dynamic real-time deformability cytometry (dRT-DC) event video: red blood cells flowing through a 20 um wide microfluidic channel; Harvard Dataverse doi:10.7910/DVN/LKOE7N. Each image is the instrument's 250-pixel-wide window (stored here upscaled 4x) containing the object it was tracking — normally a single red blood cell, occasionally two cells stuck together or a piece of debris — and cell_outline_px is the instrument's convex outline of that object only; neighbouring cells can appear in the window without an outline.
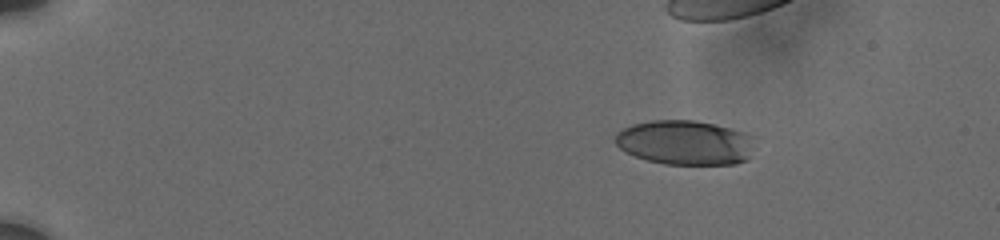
{"species": "human", "species_latin": "Homo sapiens", "temperature_condition": "cold", "stored_images_in_passage": 19, "camera_frame_rate_fps": 3000, "um_per_image_px": 0.085, "donor": {"sex": "male"}, "frame": {"image": 1, "passage_image": 6, "time_ms": 2.667, "image_size_px": [1000, 240], "cell_outline_px": [[752, 136], [748, 160], [736, 164], [664, 164], [648, 160], [636, 156], [620, 148], [616, 144], [616, 132], [632, 124], [652, 120], [692, 120], [712, 124], [744, 132]], "centroid_in_image_um": [58.2, 12.12], "position_along_channel_um": 26.8, "area_um2": 35.78}}
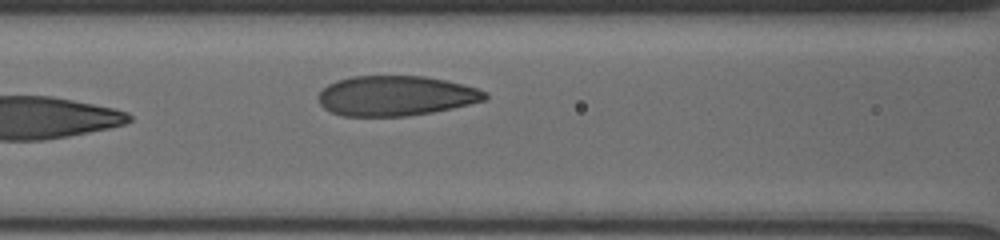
{"frame": {"image": 2, "passage_image": 19, "time_ms": 9.333, "image_size_px": [1000, 240], "cell_outline_px": [[488, 96], [484, 100], [452, 108], [432, 112], [404, 116], [344, 116], [332, 112], [324, 108], [320, 104], [316, 96], [328, 84], [336, 80], [352, 76], [424, 76], [444, 80], [476, 88], [488, 92]], "centroid_in_image_um": [33.6, 8.14], "position_along_channel_um": 133.0, "area_um2": 38.73}}